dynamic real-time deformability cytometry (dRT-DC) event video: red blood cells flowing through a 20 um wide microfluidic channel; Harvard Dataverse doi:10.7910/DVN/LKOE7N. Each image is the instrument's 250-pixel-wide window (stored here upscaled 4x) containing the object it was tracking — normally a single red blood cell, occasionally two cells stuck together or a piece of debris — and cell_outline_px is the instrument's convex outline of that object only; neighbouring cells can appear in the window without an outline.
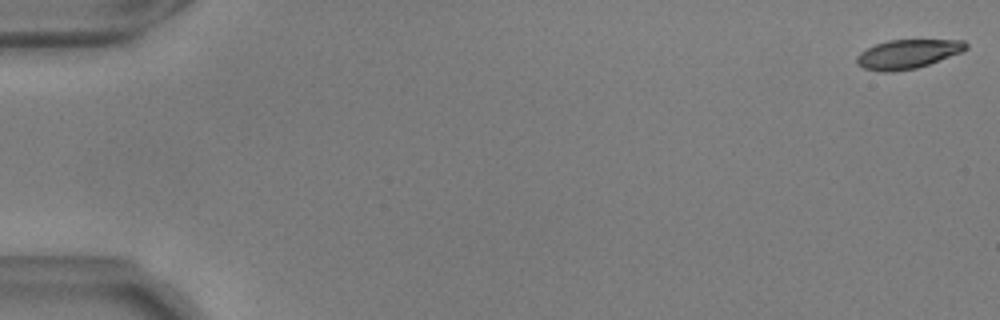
{"species": "common noctule bat (a hibernating species)", "species_latin": "Nyctalus noctula", "temperature_condition": "warm", "stored_images_in_passage": 49, "camera_frame_rate_fps": 3000, "um_per_image_px": 0.085, "animal": {"sex": "male", "body_mass_g": 17.9, "forearm_length_mm": 54.2}, "frame": {"image": 1, "passage_image": 1, "time_ms": 0.0, "image_size_px": [1000, 320], "cell_outline_px": [[968, 48], [960, 52], [928, 64], [916, 68], [892, 72], [880, 72], [864, 68], [856, 64], [856, 56], [860, 52], [876, 44], [888, 40], [964, 40], [968, 44]], "centroid_in_image_um": [77.12, 4.59], "position_along_channel_um": 7.9, "area_um2": 18.38}}
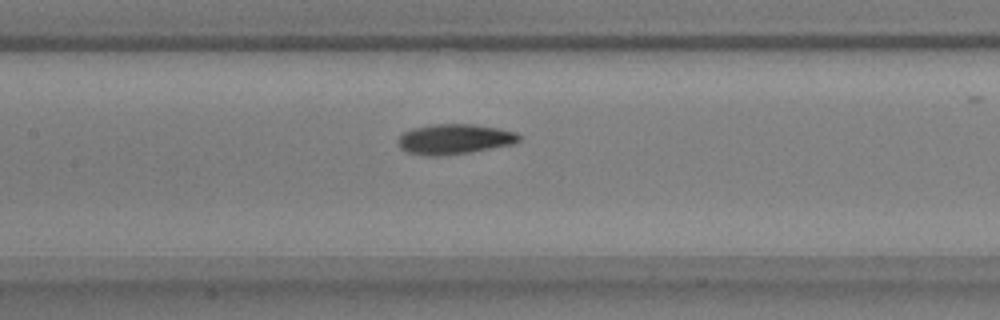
{"frame": {"image": 2, "passage_image": 27, "time_ms": 8.667, "image_size_px": [1000, 320], "cell_outline_px": [[520, 140], [512, 144], [468, 152], [440, 156], [428, 156], [408, 152], [400, 148], [396, 140], [404, 132], [412, 128], [432, 124], [472, 124], [500, 128], [516, 132], [520, 136]], "centroid_in_image_um": [38.6, 11.81], "position_along_channel_um": 168.8, "area_um2": 21.21}}
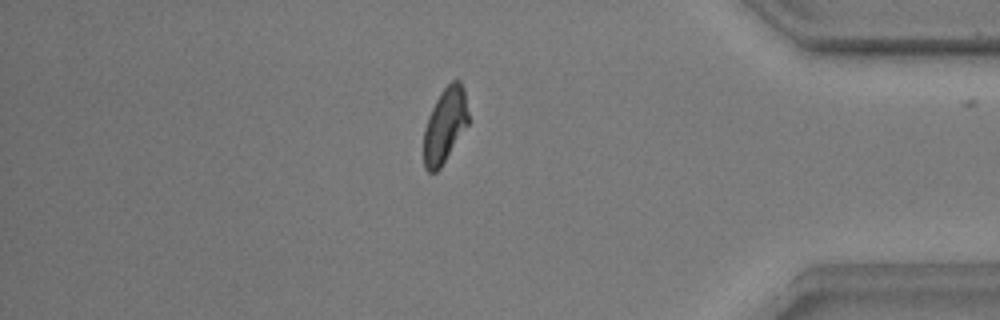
{"frame": {"image": 3, "passage_image": 48, "time_ms": 15.667, "image_size_px": [1000, 320], "cell_outline_px": [[468, 124], [440, 168], [436, 172], [428, 172], [424, 168], [424, 128], [428, 116], [440, 92], [452, 80], [460, 80], [464, 88], [468, 112]], "centroid_in_image_um": [37.81, 10.64], "position_along_channel_um": 397.4, "area_um2": 19.36}}